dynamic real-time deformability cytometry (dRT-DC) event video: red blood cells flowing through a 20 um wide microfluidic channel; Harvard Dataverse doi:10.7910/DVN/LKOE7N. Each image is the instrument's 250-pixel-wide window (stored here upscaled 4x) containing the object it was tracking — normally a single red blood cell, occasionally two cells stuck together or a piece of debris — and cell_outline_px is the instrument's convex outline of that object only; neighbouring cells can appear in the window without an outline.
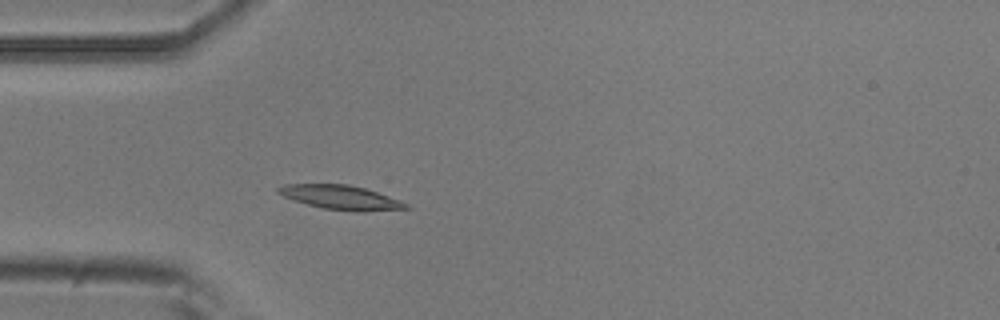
{"species": "common noctule bat (a hibernating species)", "species_latin": "Nyctalus noctula", "temperature_condition": "room temperature", "stored_images_in_passage": 4, "camera_frame_rate_fps": 3000, "um_per_image_px": 0.085, "animal": {"sex": "male", "body_mass_g": 20.5, "forearm_length_mm": 52.5}, "frame": {"image": 1, "passage_image": 4, "time_ms": 4.333, "image_size_px": [1000, 320], "cell_outline_px": [[412, 208], [364, 212], [356, 212], [320, 208], [284, 196], [276, 192], [276, 188], [284, 184], [344, 184], [364, 188], [400, 200], [408, 204]], "centroid_in_image_um": [28.99, 16.79], "position_along_channel_um": 56.0, "area_um2": 17.98}}